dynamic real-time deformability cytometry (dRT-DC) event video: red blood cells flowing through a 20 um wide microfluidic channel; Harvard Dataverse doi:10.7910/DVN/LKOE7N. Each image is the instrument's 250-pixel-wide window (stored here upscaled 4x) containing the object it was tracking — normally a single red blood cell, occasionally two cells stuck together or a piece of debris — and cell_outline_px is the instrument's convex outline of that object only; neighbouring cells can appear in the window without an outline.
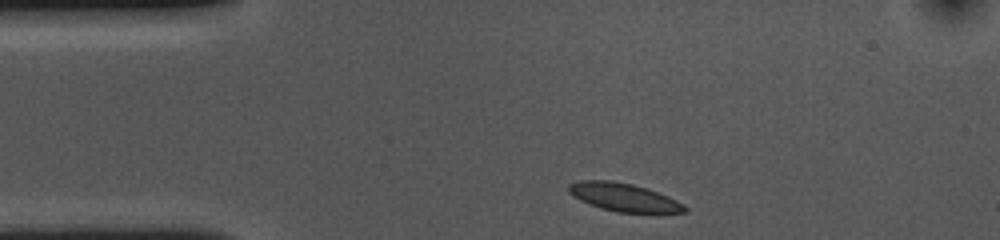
{"species": "common noctule bat (a hibernating species)", "species_latin": "Nyctalus noctula", "temperature_condition": "cold", "stored_images_in_passage": 35, "camera_frame_rate_fps": 3000, "um_per_image_px": 0.085, "animal": {"sex": "female", "body_mass_g": 10.0, "forearm_length_mm": 53.1}, "frame": {"image": 1, "passage_image": 1, "time_ms": 0.0, "image_size_px": [1000, 240], "cell_outline_px": [[688, 212], [616, 212], [600, 208], [580, 200], [568, 192], [568, 184], [580, 180], [612, 180], [632, 184], [648, 188], [668, 196], [684, 204], [688, 208]], "centroid_in_image_um": [53.02, 16.75], "position_along_channel_um": 32.0, "area_um2": 19.02}}
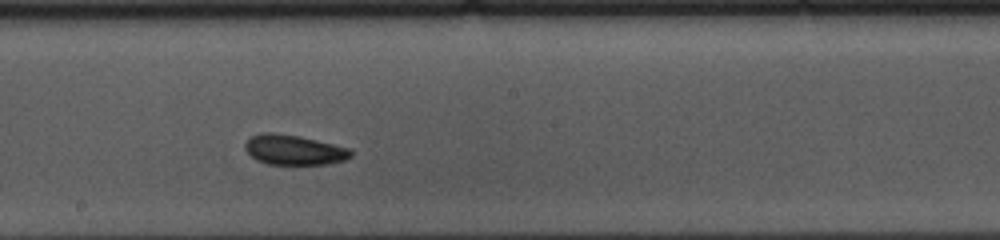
{"frame": {"image": 2, "passage_image": 20, "time_ms": 6.333, "image_size_px": [1000, 240], "cell_outline_px": [[352, 156], [344, 160], [328, 164], [268, 164], [256, 160], [244, 148], [244, 144], [252, 136], [260, 132], [272, 132], [300, 136], [352, 148]], "centroid_in_image_um": [25.01, 12.73], "position_along_channel_um": 223.2, "area_um2": 18.61}}
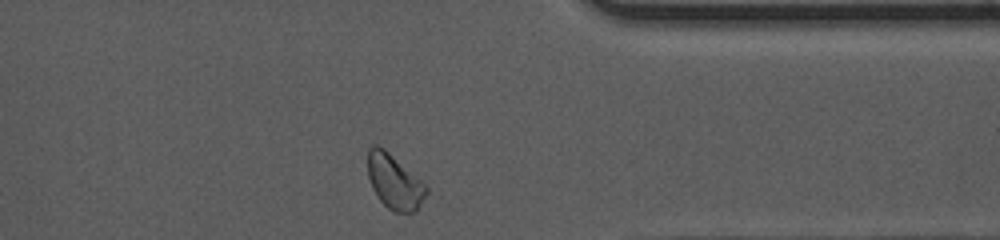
{"frame": {"image": 3, "passage_image": 34, "time_ms": 11.0, "image_size_px": [1000, 240], "cell_outline_px": [[428, 192], [416, 212], [392, 212], [376, 196], [372, 188], [368, 176], [368, 148], [372, 144], [376, 144], [384, 148], [420, 180], [428, 188]], "centroid_in_image_um": [33.5, 15.46], "position_along_channel_um": 377.9, "area_um2": 18.55}, "authors_computed_cell_mechanics": {"area_um2": 18.6116, "velocity_mm_per_s": 3.5516, "shape_relaxation_time_tau1_ms": 2.7592, "shape_relaxation_time_tau2_ms": 3.6544, "deformation_change_tau1": 0.0588, "deformation_change_tau2": 0.0812}}